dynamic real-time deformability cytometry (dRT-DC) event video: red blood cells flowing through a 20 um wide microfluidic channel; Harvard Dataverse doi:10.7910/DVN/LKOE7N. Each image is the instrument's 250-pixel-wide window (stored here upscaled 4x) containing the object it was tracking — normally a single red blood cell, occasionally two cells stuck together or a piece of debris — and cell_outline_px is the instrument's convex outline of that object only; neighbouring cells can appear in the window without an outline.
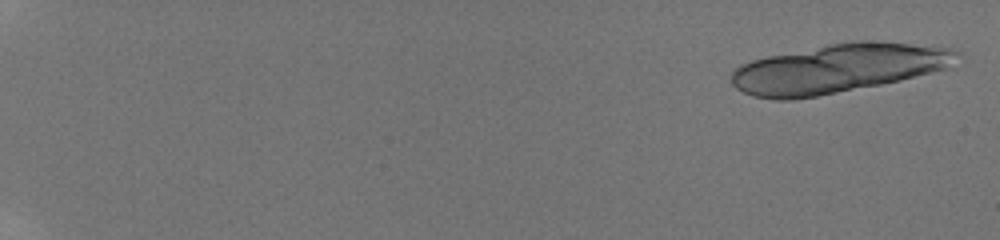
{"species": "human", "species_latin": "Homo sapiens", "temperature_condition": "room temperature", "stored_images_in_passage": 14, "camera_frame_rate_fps": 3000, "um_per_image_px": 0.085, "donor": {"sex": "male"}, "frame": {"image": 1, "passage_image": 1, "time_ms": 0.0, "image_size_px": [1000, 240], "cell_outline_px": [[964, 56], [944, 68], [900, 80], [880, 84], [816, 96], [792, 100], [780, 100], [756, 96], [744, 92], [736, 88], [732, 84], [732, 72], [740, 64], [752, 60], [768, 56], [828, 44], [852, 40], [864, 40], [956, 48], [964, 52]], "centroid_in_image_um": [71.27, 5.8], "position_along_channel_um": 13.7, "area_um2": 63.87}}
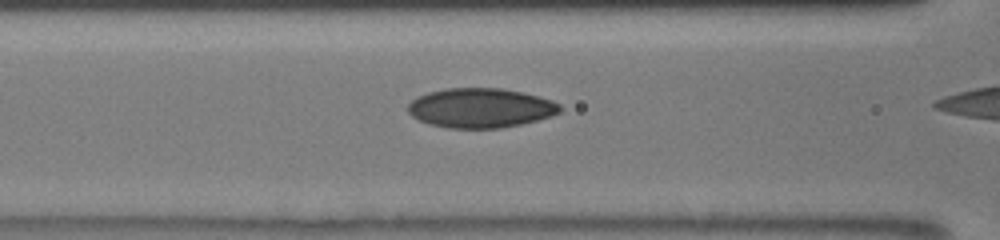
{"frame": {"image": 2, "passage_image": 13, "time_ms": 7.667, "image_size_px": [1000, 240], "cell_outline_px": [[560, 112], [552, 116], [520, 124], [500, 128], [448, 128], [428, 124], [412, 116], [408, 112], [408, 104], [416, 96], [428, 92], [444, 88], [504, 88], [524, 92], [552, 100], [560, 104]], "centroid_in_image_um": [40.83, 9.17], "position_along_channel_um": 125.8, "area_um2": 35.2}}